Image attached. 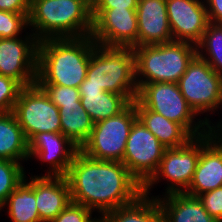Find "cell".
<instances>
[{"label": "cell", "instance_id": "obj_1", "mask_svg": "<svg viewBox=\"0 0 222 222\" xmlns=\"http://www.w3.org/2000/svg\"><path fill=\"white\" fill-rule=\"evenodd\" d=\"M66 178L72 202L97 211L98 217L134 202L143 194V185L122 162L95 160L80 150Z\"/></svg>", "mask_w": 222, "mask_h": 222}, {"label": "cell", "instance_id": "obj_2", "mask_svg": "<svg viewBox=\"0 0 222 222\" xmlns=\"http://www.w3.org/2000/svg\"><path fill=\"white\" fill-rule=\"evenodd\" d=\"M96 42L92 36L39 41L36 84L79 88Z\"/></svg>", "mask_w": 222, "mask_h": 222}, {"label": "cell", "instance_id": "obj_3", "mask_svg": "<svg viewBox=\"0 0 222 222\" xmlns=\"http://www.w3.org/2000/svg\"><path fill=\"white\" fill-rule=\"evenodd\" d=\"M29 31L41 41L90 36L91 5L86 0H31Z\"/></svg>", "mask_w": 222, "mask_h": 222}, {"label": "cell", "instance_id": "obj_4", "mask_svg": "<svg viewBox=\"0 0 222 222\" xmlns=\"http://www.w3.org/2000/svg\"><path fill=\"white\" fill-rule=\"evenodd\" d=\"M138 89L146 83H178L188 64L197 55V46L185 41L142 45L132 48Z\"/></svg>", "mask_w": 222, "mask_h": 222}, {"label": "cell", "instance_id": "obj_5", "mask_svg": "<svg viewBox=\"0 0 222 222\" xmlns=\"http://www.w3.org/2000/svg\"><path fill=\"white\" fill-rule=\"evenodd\" d=\"M81 85L99 86L133 102L138 93L133 49L96 44L91 53L86 78Z\"/></svg>", "mask_w": 222, "mask_h": 222}, {"label": "cell", "instance_id": "obj_6", "mask_svg": "<svg viewBox=\"0 0 222 222\" xmlns=\"http://www.w3.org/2000/svg\"><path fill=\"white\" fill-rule=\"evenodd\" d=\"M216 135L217 129H212L205 135L192 138L182 147L166 148L157 171L143 185V194L151 197L150 191L161 179L167 180L162 196L185 192L192 181L201 150Z\"/></svg>", "mask_w": 222, "mask_h": 222}, {"label": "cell", "instance_id": "obj_7", "mask_svg": "<svg viewBox=\"0 0 222 222\" xmlns=\"http://www.w3.org/2000/svg\"><path fill=\"white\" fill-rule=\"evenodd\" d=\"M136 99L145 108L181 124L193 137L205 135L212 130L186 102L177 83L151 82L143 84L138 89Z\"/></svg>", "mask_w": 222, "mask_h": 222}, {"label": "cell", "instance_id": "obj_8", "mask_svg": "<svg viewBox=\"0 0 222 222\" xmlns=\"http://www.w3.org/2000/svg\"><path fill=\"white\" fill-rule=\"evenodd\" d=\"M177 84L193 111L200 117L206 114L203 120L214 129L209 117L222 109V75L196 55Z\"/></svg>", "mask_w": 222, "mask_h": 222}, {"label": "cell", "instance_id": "obj_9", "mask_svg": "<svg viewBox=\"0 0 222 222\" xmlns=\"http://www.w3.org/2000/svg\"><path fill=\"white\" fill-rule=\"evenodd\" d=\"M137 119L134 102H131L119 114L95 123L80 151L95 160L122 162L130 130Z\"/></svg>", "mask_w": 222, "mask_h": 222}, {"label": "cell", "instance_id": "obj_10", "mask_svg": "<svg viewBox=\"0 0 222 222\" xmlns=\"http://www.w3.org/2000/svg\"><path fill=\"white\" fill-rule=\"evenodd\" d=\"M13 113L28 142L38 133L61 132L59 108L37 84L20 90Z\"/></svg>", "mask_w": 222, "mask_h": 222}, {"label": "cell", "instance_id": "obj_11", "mask_svg": "<svg viewBox=\"0 0 222 222\" xmlns=\"http://www.w3.org/2000/svg\"><path fill=\"white\" fill-rule=\"evenodd\" d=\"M166 147L139 119L130 130L122 163L144 185L157 171Z\"/></svg>", "mask_w": 222, "mask_h": 222}, {"label": "cell", "instance_id": "obj_12", "mask_svg": "<svg viewBox=\"0 0 222 222\" xmlns=\"http://www.w3.org/2000/svg\"><path fill=\"white\" fill-rule=\"evenodd\" d=\"M136 9H91L92 39L96 44L108 47H137Z\"/></svg>", "mask_w": 222, "mask_h": 222}, {"label": "cell", "instance_id": "obj_13", "mask_svg": "<svg viewBox=\"0 0 222 222\" xmlns=\"http://www.w3.org/2000/svg\"><path fill=\"white\" fill-rule=\"evenodd\" d=\"M16 38H0V75L23 87L36 84L39 40L30 31Z\"/></svg>", "mask_w": 222, "mask_h": 222}, {"label": "cell", "instance_id": "obj_14", "mask_svg": "<svg viewBox=\"0 0 222 222\" xmlns=\"http://www.w3.org/2000/svg\"><path fill=\"white\" fill-rule=\"evenodd\" d=\"M79 150L61 132H42L29 141V161L34 158L47 165L45 175L35 176L66 177L69 166Z\"/></svg>", "mask_w": 222, "mask_h": 222}, {"label": "cell", "instance_id": "obj_15", "mask_svg": "<svg viewBox=\"0 0 222 222\" xmlns=\"http://www.w3.org/2000/svg\"><path fill=\"white\" fill-rule=\"evenodd\" d=\"M166 8L173 40L197 45L209 24L204 0H166Z\"/></svg>", "mask_w": 222, "mask_h": 222}, {"label": "cell", "instance_id": "obj_16", "mask_svg": "<svg viewBox=\"0 0 222 222\" xmlns=\"http://www.w3.org/2000/svg\"><path fill=\"white\" fill-rule=\"evenodd\" d=\"M138 46L173 41L166 0H138Z\"/></svg>", "mask_w": 222, "mask_h": 222}, {"label": "cell", "instance_id": "obj_17", "mask_svg": "<svg viewBox=\"0 0 222 222\" xmlns=\"http://www.w3.org/2000/svg\"><path fill=\"white\" fill-rule=\"evenodd\" d=\"M222 186V132L201 150L192 181L184 192L197 197Z\"/></svg>", "mask_w": 222, "mask_h": 222}, {"label": "cell", "instance_id": "obj_18", "mask_svg": "<svg viewBox=\"0 0 222 222\" xmlns=\"http://www.w3.org/2000/svg\"><path fill=\"white\" fill-rule=\"evenodd\" d=\"M31 176L40 219L51 222L72 202L68 180L66 177Z\"/></svg>", "mask_w": 222, "mask_h": 222}, {"label": "cell", "instance_id": "obj_19", "mask_svg": "<svg viewBox=\"0 0 222 222\" xmlns=\"http://www.w3.org/2000/svg\"><path fill=\"white\" fill-rule=\"evenodd\" d=\"M151 197L160 205L163 222H218L204 209L198 197L184 192Z\"/></svg>", "mask_w": 222, "mask_h": 222}, {"label": "cell", "instance_id": "obj_20", "mask_svg": "<svg viewBox=\"0 0 222 222\" xmlns=\"http://www.w3.org/2000/svg\"><path fill=\"white\" fill-rule=\"evenodd\" d=\"M79 93L81 105L94 124L119 114L131 103L125 96L95 85H80Z\"/></svg>", "mask_w": 222, "mask_h": 222}, {"label": "cell", "instance_id": "obj_21", "mask_svg": "<svg viewBox=\"0 0 222 222\" xmlns=\"http://www.w3.org/2000/svg\"><path fill=\"white\" fill-rule=\"evenodd\" d=\"M133 102L140 122L166 148L182 147L194 138L181 124L170 121L161 114L145 108L137 99Z\"/></svg>", "mask_w": 222, "mask_h": 222}, {"label": "cell", "instance_id": "obj_22", "mask_svg": "<svg viewBox=\"0 0 222 222\" xmlns=\"http://www.w3.org/2000/svg\"><path fill=\"white\" fill-rule=\"evenodd\" d=\"M0 159L22 164L29 160V142L13 112L0 114Z\"/></svg>", "mask_w": 222, "mask_h": 222}, {"label": "cell", "instance_id": "obj_23", "mask_svg": "<svg viewBox=\"0 0 222 222\" xmlns=\"http://www.w3.org/2000/svg\"><path fill=\"white\" fill-rule=\"evenodd\" d=\"M98 222H163V215L157 199L142 194L134 202L108 211Z\"/></svg>", "mask_w": 222, "mask_h": 222}, {"label": "cell", "instance_id": "obj_24", "mask_svg": "<svg viewBox=\"0 0 222 222\" xmlns=\"http://www.w3.org/2000/svg\"><path fill=\"white\" fill-rule=\"evenodd\" d=\"M27 177L25 176L0 208V212L4 211L2 208L7 210V217L11 222H42L33 192V176H30V179Z\"/></svg>", "mask_w": 222, "mask_h": 222}, {"label": "cell", "instance_id": "obj_25", "mask_svg": "<svg viewBox=\"0 0 222 222\" xmlns=\"http://www.w3.org/2000/svg\"><path fill=\"white\" fill-rule=\"evenodd\" d=\"M60 112L61 133L79 149L87 142L94 123L82 107L81 102L58 107Z\"/></svg>", "mask_w": 222, "mask_h": 222}, {"label": "cell", "instance_id": "obj_26", "mask_svg": "<svg viewBox=\"0 0 222 222\" xmlns=\"http://www.w3.org/2000/svg\"><path fill=\"white\" fill-rule=\"evenodd\" d=\"M196 46L197 55L217 74L222 75V23L209 22L201 41Z\"/></svg>", "mask_w": 222, "mask_h": 222}, {"label": "cell", "instance_id": "obj_27", "mask_svg": "<svg viewBox=\"0 0 222 222\" xmlns=\"http://www.w3.org/2000/svg\"><path fill=\"white\" fill-rule=\"evenodd\" d=\"M25 169L22 163L0 159V208L9 195L24 180L27 174Z\"/></svg>", "mask_w": 222, "mask_h": 222}, {"label": "cell", "instance_id": "obj_28", "mask_svg": "<svg viewBox=\"0 0 222 222\" xmlns=\"http://www.w3.org/2000/svg\"><path fill=\"white\" fill-rule=\"evenodd\" d=\"M28 17L29 14L0 10V38H16L20 35L22 36V33L29 29Z\"/></svg>", "mask_w": 222, "mask_h": 222}, {"label": "cell", "instance_id": "obj_29", "mask_svg": "<svg viewBox=\"0 0 222 222\" xmlns=\"http://www.w3.org/2000/svg\"><path fill=\"white\" fill-rule=\"evenodd\" d=\"M49 97V99L57 106L75 104L80 102L79 88L54 85V84H37Z\"/></svg>", "mask_w": 222, "mask_h": 222}, {"label": "cell", "instance_id": "obj_30", "mask_svg": "<svg viewBox=\"0 0 222 222\" xmlns=\"http://www.w3.org/2000/svg\"><path fill=\"white\" fill-rule=\"evenodd\" d=\"M23 86L15 79L0 75V114L13 112Z\"/></svg>", "mask_w": 222, "mask_h": 222}, {"label": "cell", "instance_id": "obj_31", "mask_svg": "<svg viewBox=\"0 0 222 222\" xmlns=\"http://www.w3.org/2000/svg\"><path fill=\"white\" fill-rule=\"evenodd\" d=\"M93 211L83 205L71 202L51 222H98L99 217H92Z\"/></svg>", "mask_w": 222, "mask_h": 222}, {"label": "cell", "instance_id": "obj_32", "mask_svg": "<svg viewBox=\"0 0 222 222\" xmlns=\"http://www.w3.org/2000/svg\"><path fill=\"white\" fill-rule=\"evenodd\" d=\"M211 217L222 222V186L197 196Z\"/></svg>", "mask_w": 222, "mask_h": 222}, {"label": "cell", "instance_id": "obj_33", "mask_svg": "<svg viewBox=\"0 0 222 222\" xmlns=\"http://www.w3.org/2000/svg\"><path fill=\"white\" fill-rule=\"evenodd\" d=\"M138 0H93L91 9L137 8Z\"/></svg>", "mask_w": 222, "mask_h": 222}, {"label": "cell", "instance_id": "obj_34", "mask_svg": "<svg viewBox=\"0 0 222 222\" xmlns=\"http://www.w3.org/2000/svg\"><path fill=\"white\" fill-rule=\"evenodd\" d=\"M31 0H0V10L29 14Z\"/></svg>", "mask_w": 222, "mask_h": 222}, {"label": "cell", "instance_id": "obj_35", "mask_svg": "<svg viewBox=\"0 0 222 222\" xmlns=\"http://www.w3.org/2000/svg\"><path fill=\"white\" fill-rule=\"evenodd\" d=\"M211 23H222V0H204Z\"/></svg>", "mask_w": 222, "mask_h": 222}, {"label": "cell", "instance_id": "obj_36", "mask_svg": "<svg viewBox=\"0 0 222 222\" xmlns=\"http://www.w3.org/2000/svg\"><path fill=\"white\" fill-rule=\"evenodd\" d=\"M213 123H214V129H217L218 131L222 132V120L219 119L217 122H213Z\"/></svg>", "mask_w": 222, "mask_h": 222}, {"label": "cell", "instance_id": "obj_37", "mask_svg": "<svg viewBox=\"0 0 222 222\" xmlns=\"http://www.w3.org/2000/svg\"><path fill=\"white\" fill-rule=\"evenodd\" d=\"M90 5H92L93 0H86Z\"/></svg>", "mask_w": 222, "mask_h": 222}]
</instances>
